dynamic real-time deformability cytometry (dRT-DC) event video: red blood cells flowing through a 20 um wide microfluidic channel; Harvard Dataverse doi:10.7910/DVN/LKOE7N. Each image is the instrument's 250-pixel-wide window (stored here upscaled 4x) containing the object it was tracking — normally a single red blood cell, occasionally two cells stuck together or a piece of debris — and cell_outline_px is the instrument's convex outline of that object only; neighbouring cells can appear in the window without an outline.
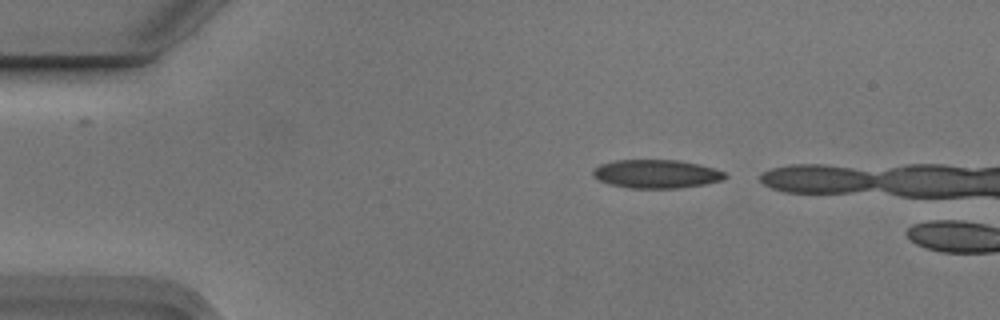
{"species": "Egyptian fruit bat (a non-hibernating species)", "species_latin": "Rousettus aegyptiacus", "temperature_condition": "cold", "stored_images_in_passage": 2, "camera_frame_rate_fps": 3000, "um_per_image_px": 0.085, "animal": {"sex": "male"}, "frame": {"image": 1, "passage_image": 1, "time_ms": 0.0, "image_size_px": [1000, 320], "cell_outline_px": [[728, 176], [724, 180], [704, 184], [680, 188], [628, 188], [608, 184], [592, 176], [592, 168], [600, 164], [616, 160], [680, 160], [700, 164], [716, 168], [728, 172]], "centroid_in_image_um": [55.83, 14.78], "position_along_channel_um": 29.2, "area_um2": 22.37}}